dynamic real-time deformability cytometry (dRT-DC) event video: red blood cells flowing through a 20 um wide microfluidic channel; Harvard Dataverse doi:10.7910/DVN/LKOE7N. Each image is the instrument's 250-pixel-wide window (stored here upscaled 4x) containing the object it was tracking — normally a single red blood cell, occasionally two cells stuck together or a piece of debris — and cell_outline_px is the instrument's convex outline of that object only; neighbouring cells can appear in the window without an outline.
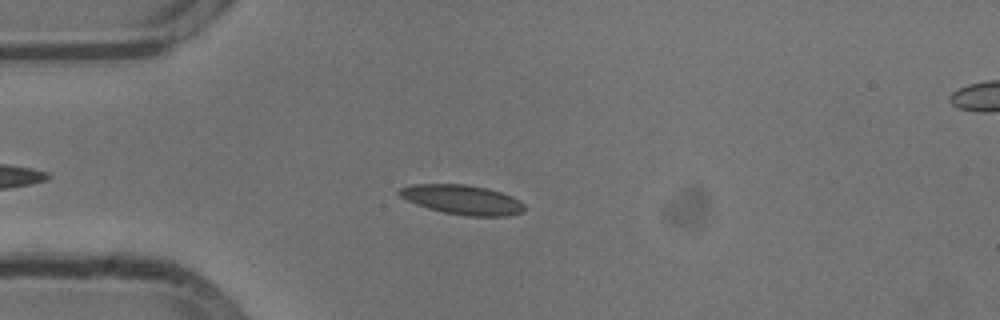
{"species": "common noctule bat (a hibernating species)", "species_latin": "Nyctalus noctula", "temperature_condition": "cold", "stored_images_in_passage": 42, "camera_frame_rate_fps": 3000, "um_per_image_px": 0.085, "animal": {"sex": "male", "body_mass_g": 13.3}, "frame": {"image": 1, "passage_image": 6, "time_ms": 1.667, "image_size_px": [1000, 320], "cell_outline_px": [[524, 212], [508, 216], [468, 216], [444, 212], [428, 208], [416, 204], [400, 196], [396, 192], [400, 188], [412, 184], [464, 184], [488, 188], [512, 196], [520, 200], [524, 204]], "centroid_in_image_um": [39.31, 16.97], "position_along_channel_um": 45.7, "area_um2": 21.56}}
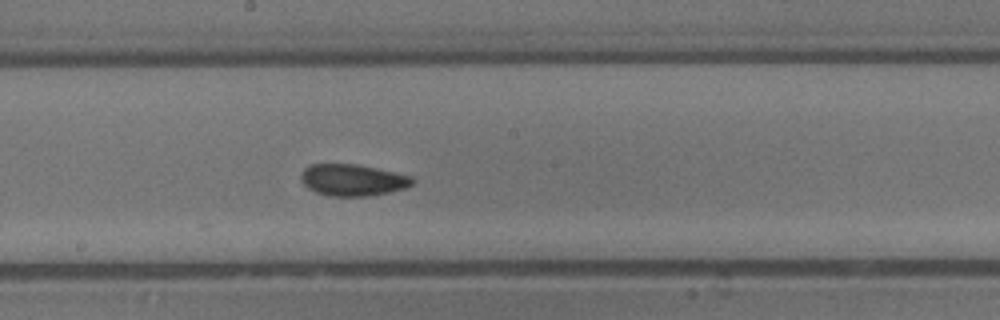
{"frame": {"image": 2, "passage_image": 21, "time_ms": 6.667, "image_size_px": [1000, 320], "cell_outline_px": [[416, 180], [412, 184], [404, 188], [388, 192], [368, 196], [328, 196], [316, 192], [308, 188], [300, 180], [300, 176], [304, 168], [312, 164], [356, 164], [396, 172], [412, 176]], "centroid_in_image_um": [29.97, 15.3], "position_along_channel_um": 218.2, "area_um2": 20.58}}
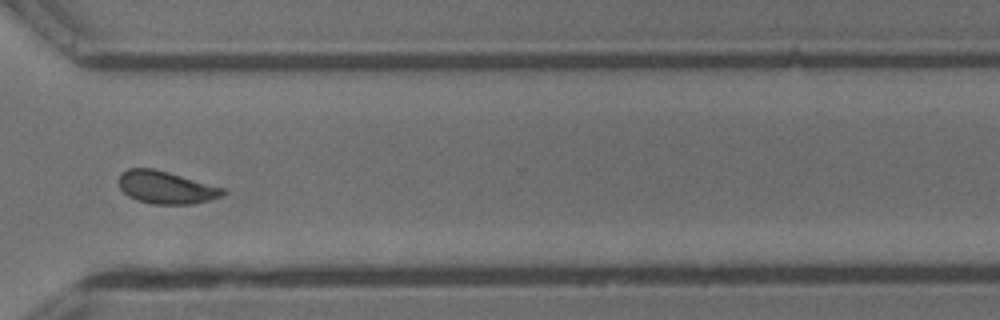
{"frame": {"image": 3, "passage_image": 32, "time_ms": 10.333, "image_size_px": [1000, 320], "cell_outline_px": [[228, 192], [224, 196], [192, 204], [152, 204], [136, 200], [128, 196], [120, 188], [116, 180], [128, 168], [152, 168], [168, 172], [224, 188]], "centroid_in_image_um": [14.11, 15.94], "position_along_channel_um": 356.5, "area_um2": 19.83}, "authors_computed_cell_mechanics": {"area_um2": 19.7676, "velocity_mm_per_s": 3.7776, "shape_relaxation_time_tau1_ms": 5.2164, "shape_relaxation_time_tau2_ms": 2.0218, "deformation_change_tau1": 0.147, "deformation_change_tau2": 0.0706}}